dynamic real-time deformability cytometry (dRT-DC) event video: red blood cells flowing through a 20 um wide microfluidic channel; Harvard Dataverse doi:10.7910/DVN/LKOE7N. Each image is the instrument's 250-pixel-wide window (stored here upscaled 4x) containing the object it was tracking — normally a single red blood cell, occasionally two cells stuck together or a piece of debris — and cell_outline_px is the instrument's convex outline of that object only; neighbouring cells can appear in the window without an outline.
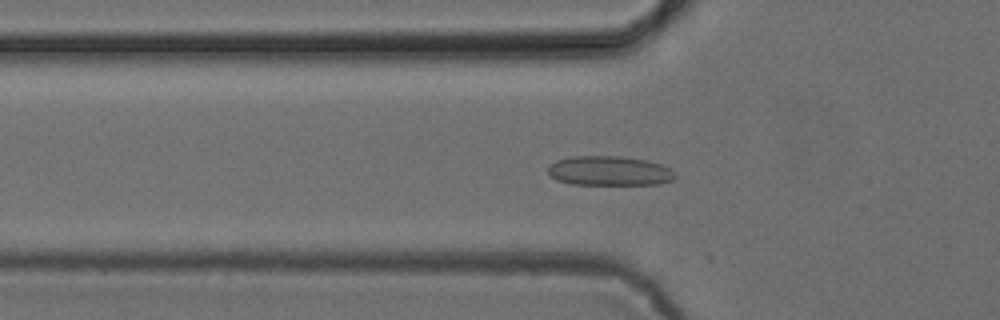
{"species": "common noctule bat (a hibernating species)", "species_latin": "Nyctalus noctula", "temperature_condition": "cold", "stored_images_in_passage": 39, "camera_frame_rate_fps": 3000, "um_per_image_px": 0.085, "animal": {"sex": "female", "body_mass_g": 24.6, "forearm_length_mm": 56.2}, "frame": {"image": 1, "passage_image": 4, "time_ms": 1.0, "image_size_px": [1000, 320], "cell_outline_px": [[676, 176], [672, 180], [660, 184], [572, 184], [556, 180], [548, 172], [548, 164], [556, 160], [572, 156], [620, 156], [644, 160], [660, 164], [676, 172]], "centroid_in_image_um": [51.77, 14.52], "position_along_channel_um": 74.0, "area_um2": 21.85}}
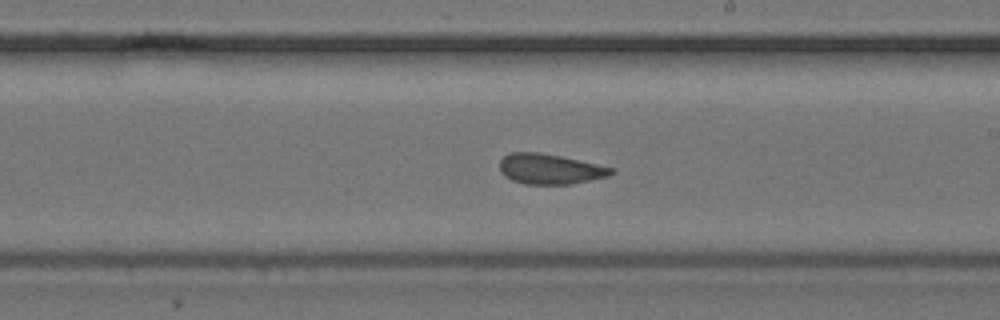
{"frame": {"image": 2, "passage_image": 17, "time_ms": 5.333, "image_size_px": [1000, 320], "cell_outline_px": [[616, 172], [608, 176], [572, 184], [524, 184], [512, 180], [500, 168], [500, 160], [504, 156], [512, 152], [540, 152], [560, 156], [616, 168]], "centroid_in_image_um": [46.8, 14.36], "position_along_channel_um": 242.2, "area_um2": 19.54}}
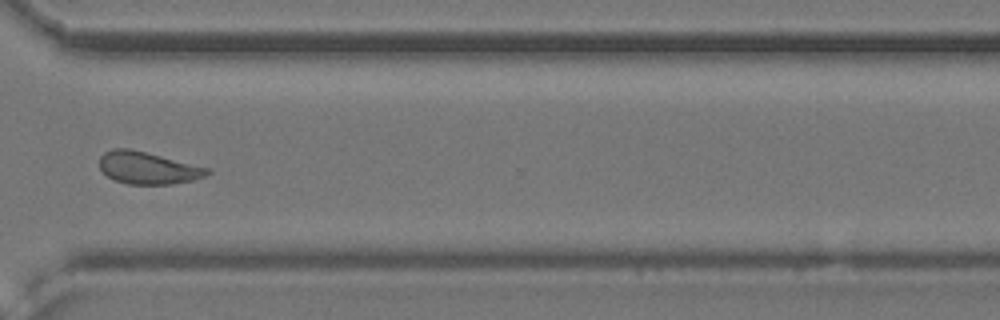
{"frame": {"image": 3, "passage_image": 26, "time_ms": 8.333, "image_size_px": [1000, 320], "cell_outline_px": [[212, 172], [204, 176], [192, 180], [172, 184], [128, 184], [116, 180], [108, 176], [100, 168], [100, 156], [104, 152], [112, 148], [128, 148], [208, 168]], "centroid_in_image_um": [12.54, 14.27], "position_along_channel_um": 358.1, "area_um2": 19.83}, "authors_computed_cell_mechanics": {"area_um2": 20.0566, "velocity_mm_per_s": 3.8614, "shape_relaxation_time_tau1_ms": null, "shape_relaxation_time_tau2_ms": 1.5559, "deformation_change_tau1": null, "deformation_change_tau2": 0.0663}}